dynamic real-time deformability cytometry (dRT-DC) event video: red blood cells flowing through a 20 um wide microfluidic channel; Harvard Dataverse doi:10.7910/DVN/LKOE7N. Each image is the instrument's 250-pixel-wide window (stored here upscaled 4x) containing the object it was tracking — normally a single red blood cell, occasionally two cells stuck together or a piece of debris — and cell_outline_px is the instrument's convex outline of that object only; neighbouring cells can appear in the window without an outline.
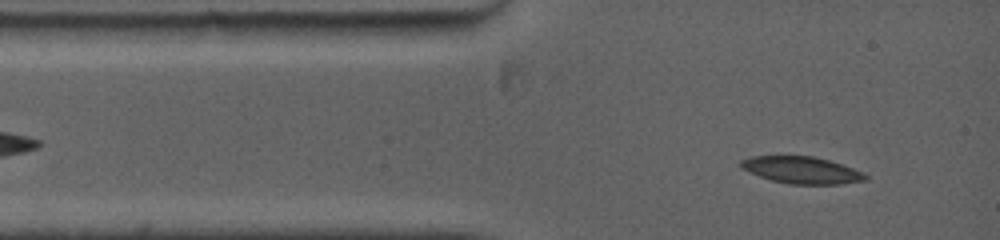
{"species": "common noctule bat (a hibernating species)", "species_latin": "Nyctalus noctula", "temperature_condition": "warm", "stored_images_in_passage": 42, "camera_frame_rate_fps": 5000, "um_per_image_px": 0.085, "animal": {"sex": "female", "body_mass_g": 19.0, "forearm_length_mm": 53.3}, "frame": {"image": 1, "passage_image": 3, "time_ms": 0.4, "image_size_px": [1000, 240], "cell_outline_px": [[868, 180], [840, 184], [788, 184], [772, 180], [760, 176], [740, 168], [740, 160], [752, 156], [812, 156], [828, 160], [864, 172], [868, 176]], "centroid_in_image_um": [68.14, 14.46], "position_along_channel_um": 16.9, "area_um2": 19.48}}
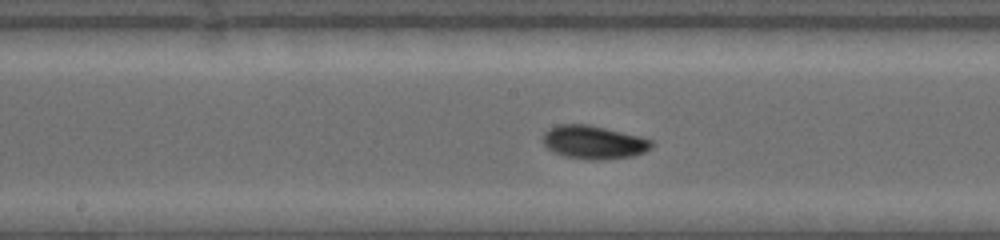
{"frame": {"image": 2, "passage_image": 24, "time_ms": 5.6, "image_size_px": [1000, 240], "cell_outline_px": [[652, 148], [644, 152], [632, 156], [604, 160], [584, 160], [564, 156], [552, 152], [544, 144], [544, 132], [548, 128], [556, 124], [588, 124], [640, 136], [652, 140]], "centroid_in_image_um": [50.45, 12.1], "position_along_channel_um": 197.8, "area_um2": 21.33}}
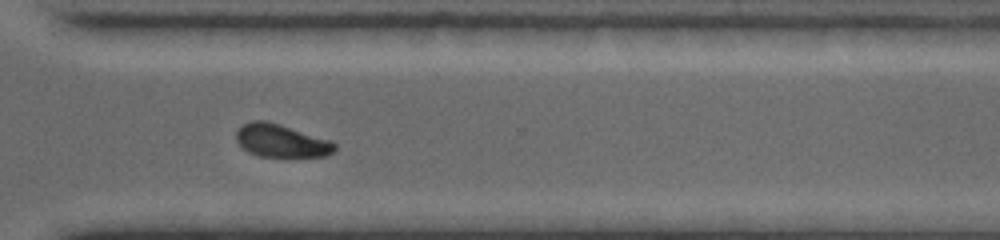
{"frame": {"image": 3, "passage_image": 40, "time_ms": 9.4, "image_size_px": [1000, 240], "cell_outline_px": [[336, 148], [332, 152], [324, 156], [260, 156], [248, 152], [236, 140], [236, 132], [244, 124], [252, 120], [264, 120], [280, 124], [332, 140], [336, 144]], "centroid_in_image_um": [23.92, 11.95], "position_along_channel_um": 346.7, "area_um2": 18.73}, "authors_computed_cell_mechanics": {"area_um2": 20.23, "velocity_mm_per_s": 3.9218, "shape_relaxation_time_tau1_ms": 3.3469, "shape_relaxation_time_tau2_ms": null, "deformation_change_tau1": 0.1144, "deformation_change_tau2": null}}